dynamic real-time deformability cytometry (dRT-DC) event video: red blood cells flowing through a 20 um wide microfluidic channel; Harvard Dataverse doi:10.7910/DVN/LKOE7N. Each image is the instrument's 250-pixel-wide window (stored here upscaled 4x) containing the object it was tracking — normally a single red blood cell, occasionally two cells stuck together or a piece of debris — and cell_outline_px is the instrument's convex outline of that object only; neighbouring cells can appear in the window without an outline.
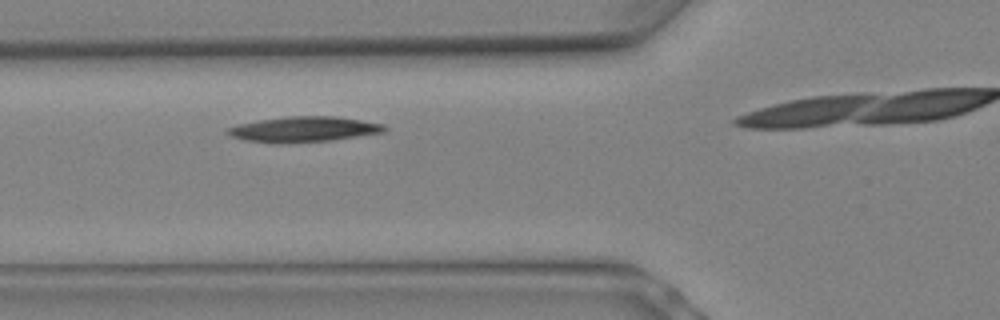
{"species": "Egyptian fruit bat (a non-hibernating species)", "species_latin": "Rousettus aegyptiacus", "temperature_condition": "warm", "stored_images_in_passage": 7, "camera_frame_rate_fps": 3000, "um_per_image_px": 0.085, "animal": {"sex": "female"}, "frame": {"image": 1, "passage_image": 6, "time_ms": 1.667, "image_size_px": [1000, 320], "cell_outline_px": [[388, 128], [384, 132], [332, 140], [244, 140], [232, 136], [224, 132], [224, 128], [240, 124], [260, 120], [288, 116], [336, 116], [384, 124]], "centroid_in_image_um": [25.88, 10.93], "position_along_channel_um": 99.9, "area_um2": 22.02}}